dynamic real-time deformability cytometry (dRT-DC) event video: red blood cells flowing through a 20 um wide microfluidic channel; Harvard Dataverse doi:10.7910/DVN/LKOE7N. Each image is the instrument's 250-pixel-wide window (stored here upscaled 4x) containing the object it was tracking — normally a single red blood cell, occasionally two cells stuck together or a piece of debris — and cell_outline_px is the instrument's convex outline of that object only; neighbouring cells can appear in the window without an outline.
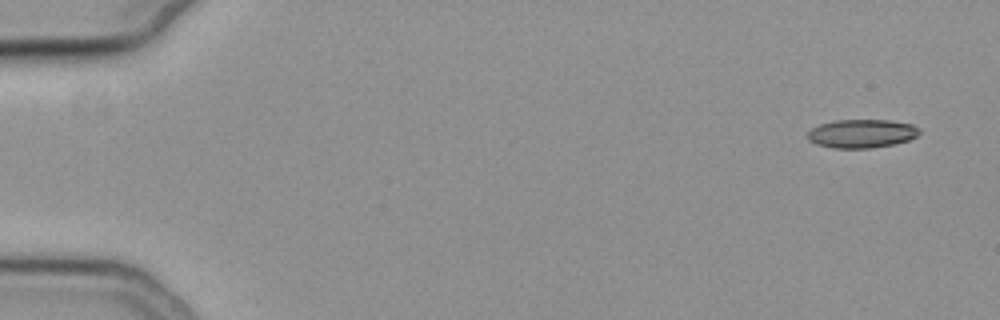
{"species": "common noctule bat (a hibernating species)", "species_latin": "Nyctalus noctula", "temperature_condition": "cold", "stored_images_in_passage": 53, "camera_frame_rate_fps": 3000, "um_per_image_px": 0.085, "animal": {"sex": "female", "body_mass_g": 19.3, "forearm_length_mm": 54.1}, "frame": {"image": 1, "passage_image": 1, "time_ms": 0.0, "image_size_px": [1000, 320], "cell_outline_px": [[920, 132], [916, 136], [908, 140], [892, 144], [872, 148], [832, 148], [816, 144], [808, 140], [808, 132], [812, 128], [820, 124], [836, 120], [888, 120], [912, 124], [920, 128]], "centroid_in_image_um": [73.24, 11.35], "position_along_channel_um": 11.8, "area_um2": 18.55}}
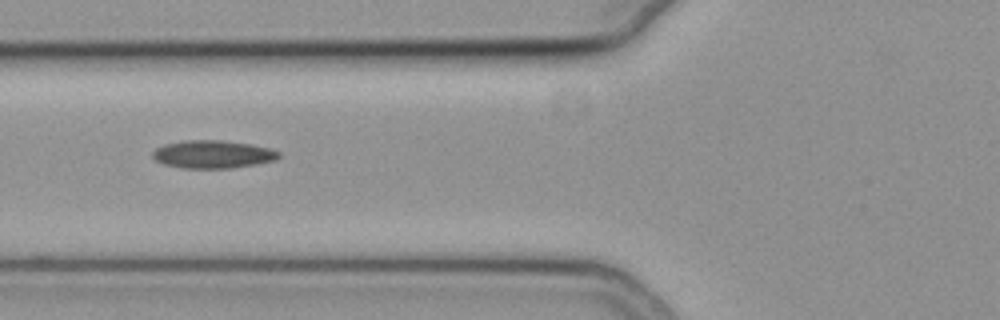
{"frame": {"image": 2, "passage_image": 20, "time_ms": 6.333, "image_size_px": [1000, 320], "cell_outline_px": [[280, 156], [276, 160], [256, 164], [232, 168], [180, 168], [164, 164], [156, 160], [152, 156], [152, 152], [156, 148], [164, 144], [184, 140], [220, 140], [252, 144], [268, 148], [280, 152]], "centroid_in_image_um": [18.08, 13.11], "position_along_channel_um": 107.7, "area_um2": 20.58}}
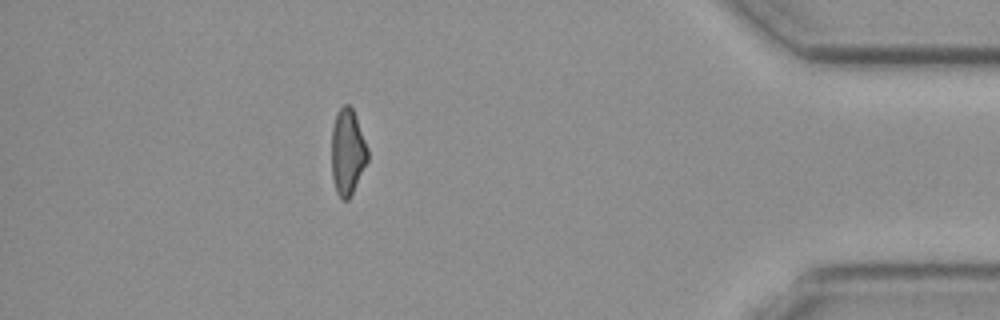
{"frame": {"image": 3, "passage_image": 47, "time_ms": 15.333, "image_size_px": [1000, 320], "cell_outline_px": [[368, 160], [348, 200], [340, 200], [336, 192], [332, 176], [332, 128], [336, 112], [344, 104], [348, 104], [352, 108], [356, 116], [368, 148]], "centroid_in_image_um": [29.53, 12.9], "position_along_channel_um": 405.7, "area_um2": 18.09}}